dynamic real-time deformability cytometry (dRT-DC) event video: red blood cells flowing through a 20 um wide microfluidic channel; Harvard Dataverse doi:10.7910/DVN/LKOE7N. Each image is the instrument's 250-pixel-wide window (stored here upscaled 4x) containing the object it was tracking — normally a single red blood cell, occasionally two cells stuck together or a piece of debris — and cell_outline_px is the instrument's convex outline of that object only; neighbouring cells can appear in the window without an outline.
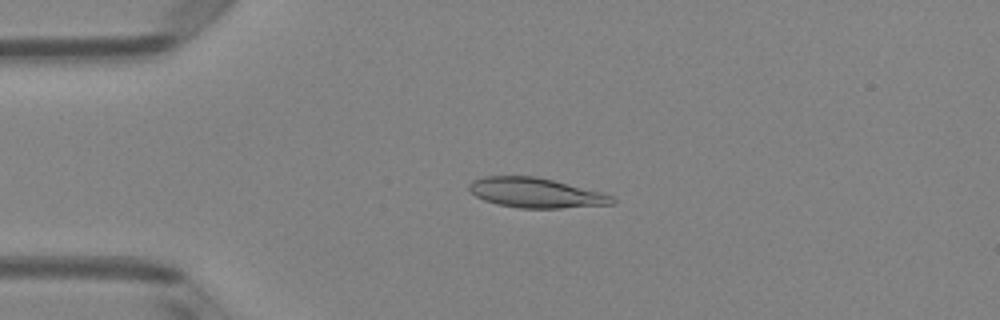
{"species": "Egyptian fruit bat (a non-hibernating species)", "species_latin": "Rousettus aegyptiacus", "temperature_condition": "room temperature", "stored_images_in_passage": 50, "camera_frame_rate_fps": 3000, "um_per_image_px": 0.085, "animal": {"sex": "female"}, "frame": {"image": 1, "passage_image": 12, "time_ms": 3.667, "image_size_px": [1000, 320], "cell_outline_px": [[616, 204], [560, 208], [520, 208], [496, 204], [484, 200], [476, 196], [468, 188], [468, 184], [472, 180], [484, 176], [536, 176], [600, 192], [612, 196], [616, 200]], "centroid_in_image_um": [45.52, 16.39], "position_along_channel_um": 39.5, "area_um2": 24.8}}
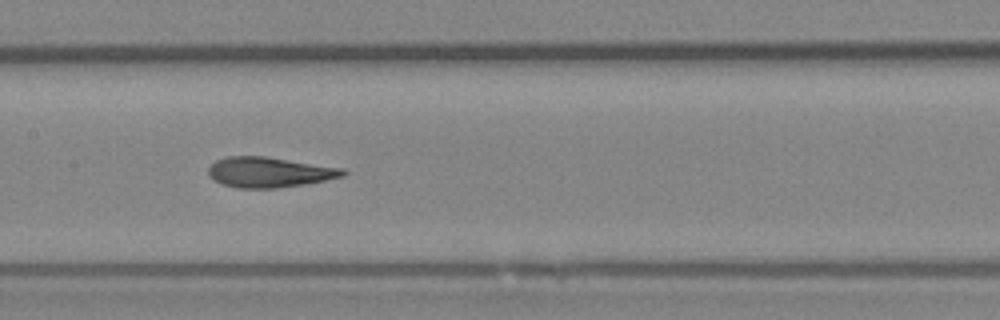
{"frame": {"image": 2, "passage_image": 25, "time_ms": 8.0, "image_size_px": [1000, 320], "cell_outline_px": [[348, 172], [344, 176], [304, 184], [276, 188], [236, 188], [220, 184], [208, 176], [208, 168], [216, 160], [228, 156], [264, 156], [344, 168]], "centroid_in_image_um": [22.87, 14.64], "position_along_channel_um": 184.5, "area_um2": 23.81}}
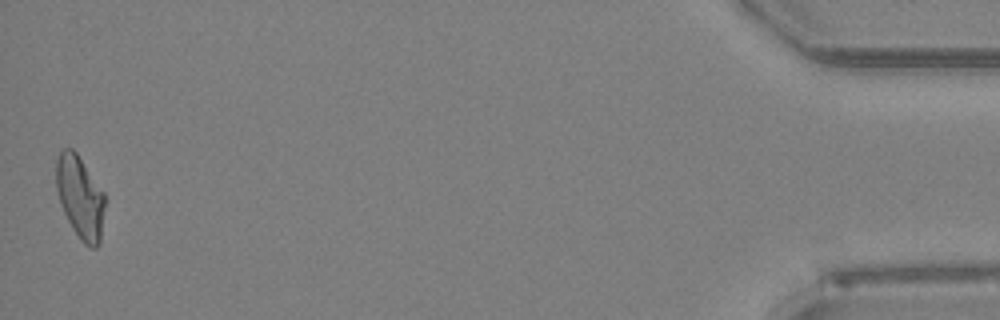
{"frame": {"image": 3, "passage_image": 50, "time_ms": 16.333, "image_size_px": [1000, 320], "cell_outline_px": [[104, 208], [100, 244], [96, 248], [88, 248], [80, 240], [72, 228], [60, 204], [56, 188], [56, 160], [60, 148], [72, 148], [76, 152], [104, 192]], "centroid_in_image_um": [6.8, 16.77], "position_along_channel_um": 428.4, "area_um2": 23.58}, "authors_computed_cell_mechanics": {"area_um2": 23.9292, "velocity_mm_per_s": 4.0304, "shape_relaxation_time_tau1_ms": 8.0571, "shape_relaxation_time_tau2_ms": 2.1561, "deformation_change_tau1": 0.2155, "deformation_change_tau2": 0.0973}}